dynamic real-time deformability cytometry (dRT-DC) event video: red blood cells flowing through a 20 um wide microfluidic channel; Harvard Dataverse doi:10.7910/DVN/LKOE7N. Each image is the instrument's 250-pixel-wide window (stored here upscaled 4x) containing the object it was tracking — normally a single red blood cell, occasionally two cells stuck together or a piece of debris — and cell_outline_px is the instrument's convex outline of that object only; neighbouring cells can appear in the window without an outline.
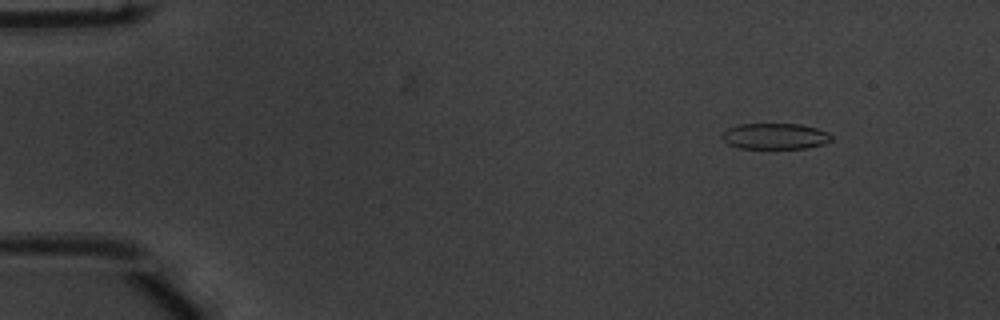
{"species": "common noctule bat (a hibernating species)", "species_latin": "Nyctalus noctula", "temperature_condition": "warm", "stored_images_in_passage": 52, "camera_frame_rate_fps": 3000, "um_per_image_px": 0.085, "animal": {"sex": "male", "body_mass_g": 20.1, "forearm_length_mm": 53.5}, "frame": {"image": 1, "passage_image": 6, "time_ms": 1.667, "image_size_px": [1000, 320], "cell_outline_px": [[832, 140], [824, 144], [804, 148], [740, 148], [728, 144], [720, 136], [728, 128], [736, 124], [800, 124], [816, 128], [828, 132], [832, 136]], "centroid_in_image_um": [65.88, 11.57], "position_along_channel_um": 19.1, "area_um2": 16.53}}
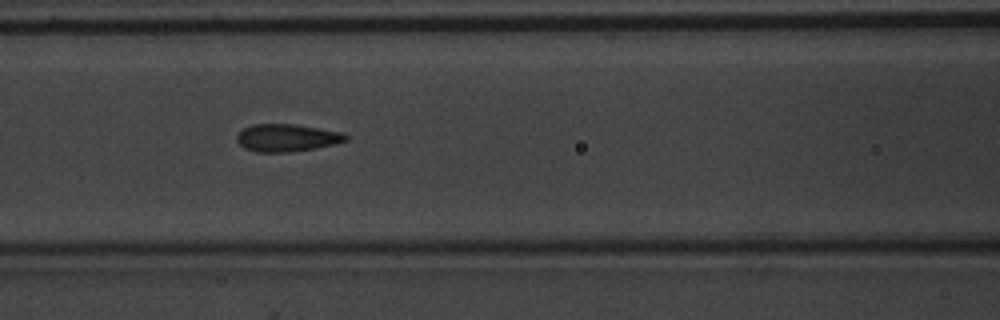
{"frame": {"image": 2, "passage_image": 23, "time_ms": 7.333, "image_size_px": [1000, 320], "cell_outline_px": [[348, 140], [316, 148], [288, 152], [256, 152], [244, 148], [236, 140], [236, 136], [244, 128], [252, 124], [296, 124], [344, 132], [348, 136]], "centroid_in_image_um": [24.39, 11.7], "position_along_channel_um": 142.2, "area_um2": 17.51}}
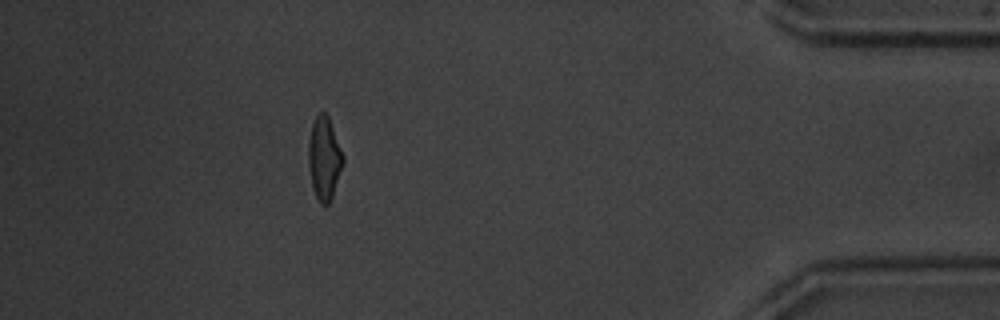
{"frame": {"image": 3, "passage_image": 47, "time_ms": 15.333, "image_size_px": [1000, 320], "cell_outline_px": [[344, 164], [332, 196], [328, 204], [320, 204], [312, 188], [308, 164], [308, 140], [312, 124], [316, 116], [320, 112], [324, 112], [328, 116], [344, 156]], "centroid_in_image_um": [27.55, 13.46], "position_along_channel_um": 407.6, "area_um2": 16.76}, "authors_computed_cell_mechanics": {"area_um2": 17.1666, "velocity_mm_per_s": 3.9027, "shape_relaxation_time_tau1_ms": 3.7524, "shape_relaxation_time_tau2_ms": 1.0843, "deformation_change_tau1": 0.1581, "deformation_change_tau2": 0.0845}}